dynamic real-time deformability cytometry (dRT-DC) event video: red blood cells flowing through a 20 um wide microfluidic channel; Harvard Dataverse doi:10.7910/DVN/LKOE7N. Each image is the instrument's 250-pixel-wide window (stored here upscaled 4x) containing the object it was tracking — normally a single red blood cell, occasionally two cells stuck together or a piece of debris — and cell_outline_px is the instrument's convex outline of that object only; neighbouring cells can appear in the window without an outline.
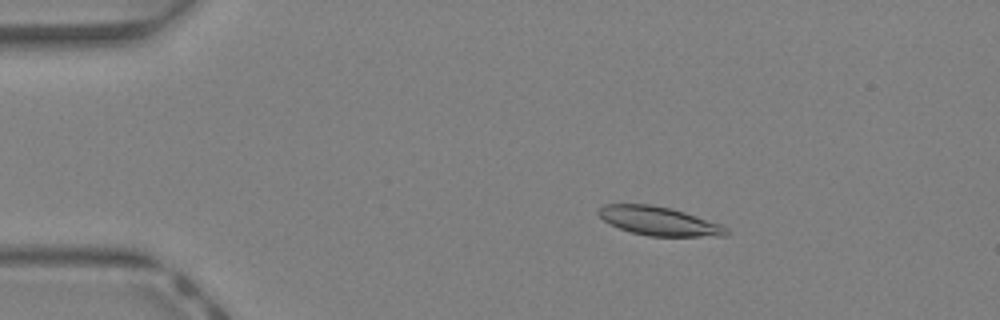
{"species": "Egyptian fruit bat (a non-hibernating species)", "species_latin": "Rousettus aegyptiacus", "temperature_condition": "warm", "stored_images_in_passage": 42, "camera_frame_rate_fps": 3000, "um_per_image_px": 0.085, "animal": {"sex": "female"}, "frame": {"image": 1, "passage_image": 7, "time_ms": 2.0, "image_size_px": [1000, 320], "cell_outline_px": [[728, 236], [648, 236], [632, 232], [620, 228], [604, 220], [596, 212], [604, 204], [648, 204], [672, 208], [720, 224], [728, 228]], "centroid_in_image_um": [56.02, 18.79], "position_along_channel_um": 29.0, "area_um2": 21.21}}
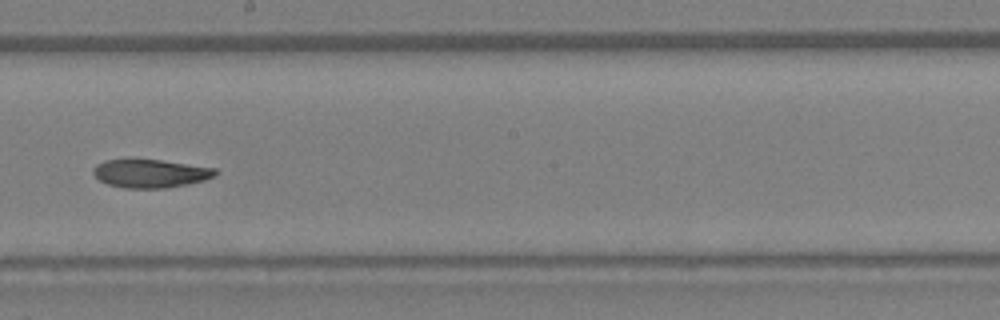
{"frame": {"image": 2, "passage_image": 24, "time_ms": 7.667, "image_size_px": [1000, 320], "cell_outline_px": [[220, 172], [216, 176], [204, 180], [188, 184], [168, 188], [124, 188], [108, 184], [100, 180], [92, 172], [92, 168], [96, 164], [104, 160], [160, 160], [216, 168]], "centroid_in_image_um": [12.82, 14.75], "position_along_channel_um": 235.4, "area_um2": 20.17}}
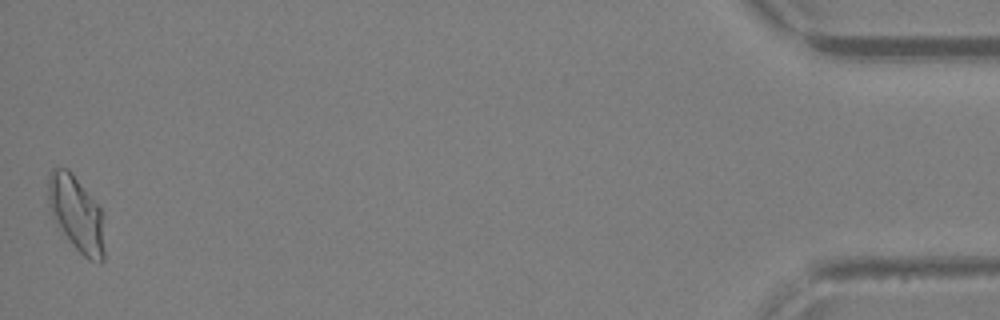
{"frame": {"image": 3, "passage_image": 42, "time_ms": 13.667, "image_size_px": [1000, 320], "cell_outline_px": [[104, 260], [100, 264], [88, 260], [72, 244], [52, 216], [48, 204], [48, 176], [52, 168], [68, 168], [72, 172], [100, 208], [104, 252]], "centroid_in_image_um": [6.47, 18.16], "position_along_channel_um": 428.7, "area_um2": 24.33}, "authors_computed_cell_mechanics": {"area_um2": 21.1548, "velocity_mm_per_s": 4.7893, "shape_relaxation_time_tau1_ms": null, "shape_relaxation_time_tau2_ms": 5.5265, "deformation_change_tau1": null, "deformation_change_tau2": 0.1179}}